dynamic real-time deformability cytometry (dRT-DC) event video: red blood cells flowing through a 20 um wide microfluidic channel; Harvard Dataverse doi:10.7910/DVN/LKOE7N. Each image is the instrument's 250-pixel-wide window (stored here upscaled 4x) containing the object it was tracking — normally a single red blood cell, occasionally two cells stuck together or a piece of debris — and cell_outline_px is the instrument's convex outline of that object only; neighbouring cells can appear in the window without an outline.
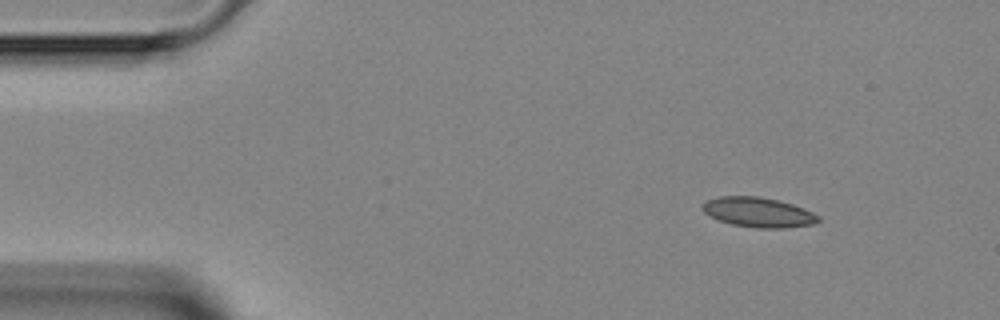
{"species": "Egyptian fruit bat (a non-hibernating species)", "species_latin": "Rousettus aegyptiacus", "temperature_condition": "room temperature", "stored_images_in_passage": 3, "camera_frame_rate_fps": 3000, "um_per_image_px": 0.085, "animal": {"sex": "female"}, "frame": {"image": 1, "passage_image": 1, "time_ms": 0.0, "image_size_px": [1000, 320], "cell_outline_px": [[820, 220], [812, 224], [784, 228], [756, 228], [732, 224], [720, 220], [704, 212], [700, 208], [708, 200], [720, 196], [756, 196], [776, 200], [792, 204], [804, 208], [820, 216]], "centroid_in_image_um": [64.47, 18.04], "position_along_channel_um": 20.5, "area_um2": 19.88}}
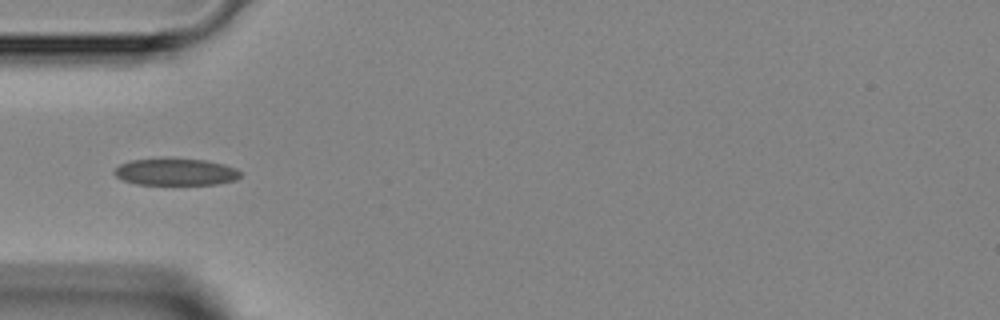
{"frame": {"image": 2, "passage_image": 3, "time_ms": 3.0, "image_size_px": [1000, 320], "cell_outline_px": [[240, 176], [236, 180], [216, 184], [136, 184], [124, 180], [116, 176], [112, 172], [120, 164], [128, 160], [164, 156], [204, 160], [224, 164], [236, 168], [240, 172]], "centroid_in_image_um": [14.89, 14.57], "position_along_channel_um": 70.1, "area_um2": 20.35}}